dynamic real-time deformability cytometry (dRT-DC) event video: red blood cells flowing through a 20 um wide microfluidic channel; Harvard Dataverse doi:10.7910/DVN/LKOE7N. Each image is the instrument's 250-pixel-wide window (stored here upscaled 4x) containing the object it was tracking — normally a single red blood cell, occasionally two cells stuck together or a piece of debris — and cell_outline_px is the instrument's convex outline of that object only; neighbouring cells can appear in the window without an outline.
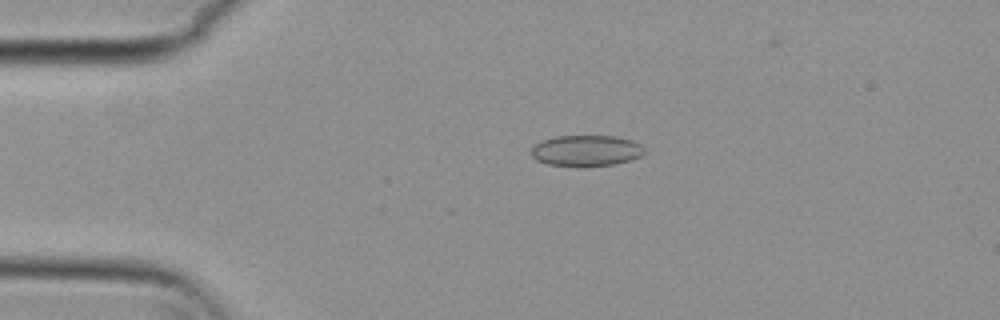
{"species": "common noctule bat (a hibernating species)", "species_latin": "Nyctalus noctula", "temperature_condition": "cold", "stored_images_in_passage": 27, "camera_frame_rate_fps": 3000, "um_per_image_px": 0.085, "animal": {"sex": "female", "body_mass_g": 29.2, "forearm_length_mm": 56.3}, "frame": {"image": 1, "passage_image": 12, "time_ms": 3.667, "image_size_px": [1000, 320], "cell_outline_px": [[644, 152], [640, 156], [616, 164], [576, 168], [548, 164], [536, 160], [532, 156], [532, 148], [540, 140], [556, 136], [616, 136], [632, 140], [640, 144], [644, 148]], "centroid_in_image_um": [49.8, 12.82], "position_along_channel_um": 35.2, "area_um2": 20.75}}
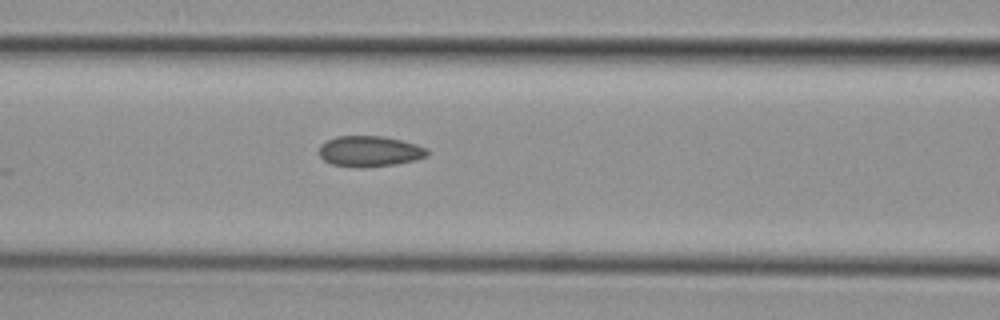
{"frame": {"image": 2, "passage_image": 23, "time_ms": 7.333, "image_size_px": [1000, 320], "cell_outline_px": [[428, 156], [416, 160], [396, 164], [364, 168], [332, 164], [324, 160], [320, 156], [320, 144], [336, 136], [384, 136], [416, 144], [428, 148]], "centroid_in_image_um": [31.45, 12.86], "position_along_channel_um": 135.2, "area_um2": 19.42}}
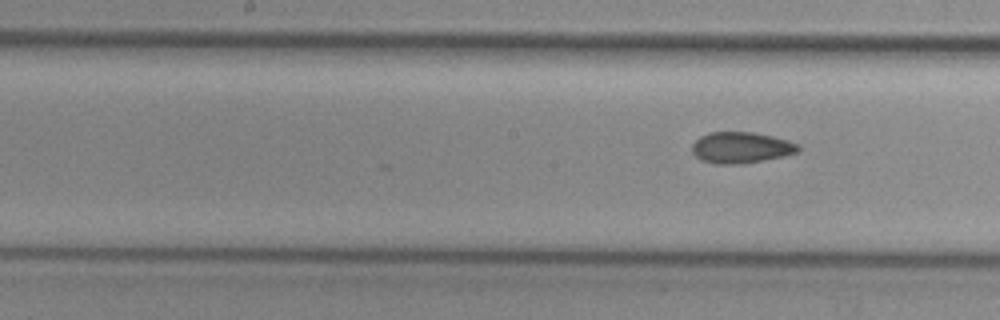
{"frame": {"image": 3, "passage_image": 27, "time_ms": 8.667, "image_size_px": [1000, 320], "cell_outline_px": [[800, 148], [796, 152], [784, 156], [764, 160], [740, 164], [716, 164], [700, 160], [692, 152], [692, 144], [700, 136], [708, 132], [752, 132], [772, 136], [796, 144]], "centroid_in_image_um": [62.92, 12.55], "position_along_channel_um": 185.3, "area_um2": 19.13}}